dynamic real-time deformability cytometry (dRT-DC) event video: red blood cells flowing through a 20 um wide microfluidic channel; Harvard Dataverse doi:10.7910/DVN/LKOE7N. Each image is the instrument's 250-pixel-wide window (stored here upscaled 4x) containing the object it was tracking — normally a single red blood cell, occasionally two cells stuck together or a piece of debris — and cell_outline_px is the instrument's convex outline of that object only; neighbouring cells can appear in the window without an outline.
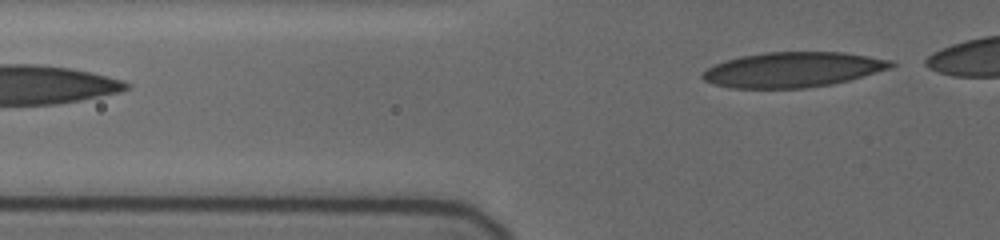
{"species": "human", "species_latin": "Homo sapiens", "temperature_condition": "cold", "stored_images_in_passage": 8, "segment_of_instrument_passage": [2, 2], "camera_frame_rate_fps": 3000, "um_per_image_px": 0.085, "donor": {"sex": "female"}, "frame": {"image": 1, "passage_image": 8, "time_ms": 3.333, "image_size_px": [1000, 240], "cell_outline_px": [[896, 64], [892, 68], [848, 80], [832, 84], [804, 88], [732, 88], [712, 84], [704, 80], [700, 76], [700, 72], [716, 64], [740, 56], [768, 52], [840, 52], [868, 56], [892, 60]], "centroid_in_image_um": [67.38, 5.92], "position_along_channel_um": 58.4, "area_um2": 38.49}}